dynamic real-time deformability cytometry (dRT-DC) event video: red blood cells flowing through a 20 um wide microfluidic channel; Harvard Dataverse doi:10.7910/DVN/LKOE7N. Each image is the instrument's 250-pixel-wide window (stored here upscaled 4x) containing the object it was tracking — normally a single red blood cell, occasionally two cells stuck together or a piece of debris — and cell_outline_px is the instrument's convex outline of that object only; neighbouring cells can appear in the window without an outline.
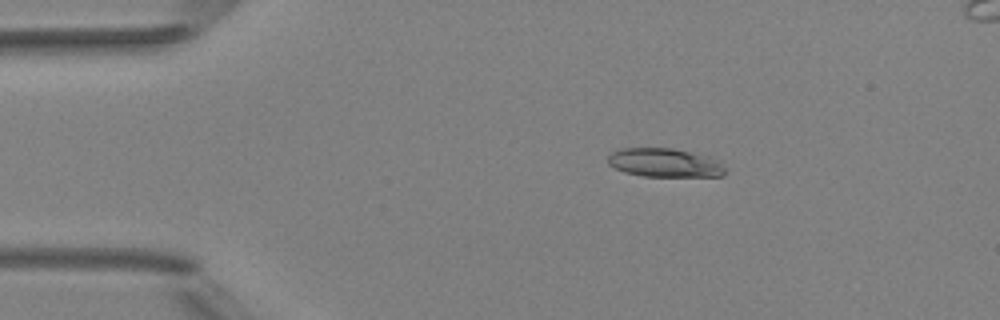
{"species": "Egyptian fruit bat (a non-hibernating species)", "species_latin": "Rousettus aegyptiacus", "temperature_condition": "room temperature", "stored_images_in_passage": 4, "camera_frame_rate_fps": 3000, "um_per_image_px": 0.085, "animal": {"sex": "female"}, "frame": {"image": 1, "passage_image": 1, "time_ms": 0.0, "image_size_px": [1000, 320], "cell_outline_px": [[728, 172], [724, 176], [644, 176], [624, 172], [608, 164], [608, 156], [616, 148], [672, 148], [708, 156], [716, 160]], "centroid_in_image_um": [56.48, 13.83], "position_along_channel_um": 28.5, "area_um2": 19.59}}
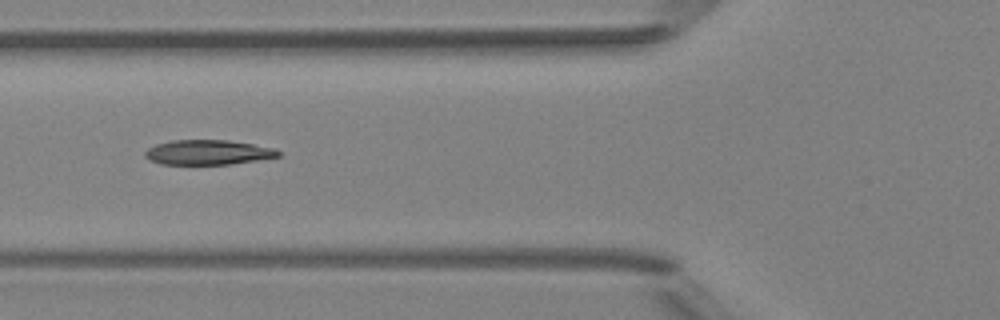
{"frame": {"image": 2, "passage_image": 4, "time_ms": 3.333, "image_size_px": [1000, 320], "cell_outline_px": [[280, 156], [256, 160], [228, 164], [160, 164], [144, 156], [144, 152], [148, 148], [156, 144], [172, 140], [228, 140], [276, 148], [280, 152]], "centroid_in_image_um": [17.67, 12.94], "position_along_channel_um": 108.1, "area_um2": 19.13}}